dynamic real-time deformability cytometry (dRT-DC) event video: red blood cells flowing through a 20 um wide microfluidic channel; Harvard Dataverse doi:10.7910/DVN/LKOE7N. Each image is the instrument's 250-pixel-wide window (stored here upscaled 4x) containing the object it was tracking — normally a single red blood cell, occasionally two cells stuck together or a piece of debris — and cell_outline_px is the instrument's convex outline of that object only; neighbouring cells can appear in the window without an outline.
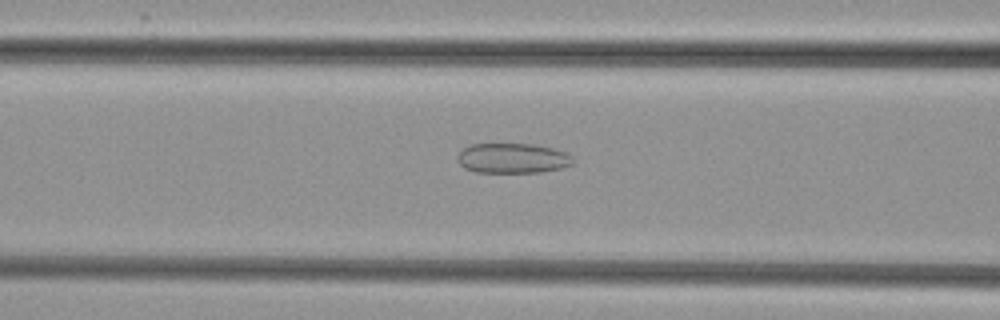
{"species": "common noctule bat (a hibernating species)", "species_latin": "Nyctalus noctula", "temperature_condition": "cold", "stored_images_in_passage": 52, "camera_frame_rate_fps": 3000, "um_per_image_px": 0.085, "animal": {"sex": "female", "body_mass_g": 29.2, "forearm_length_mm": 56.3}, "frame": {"image": 1, "passage_image": 21, "time_ms": 6.667, "image_size_px": [1000, 320], "cell_outline_px": [[572, 164], [560, 168], [540, 172], [476, 172], [464, 168], [456, 160], [456, 156], [464, 148], [472, 144], [536, 144], [552, 148], [564, 152], [572, 156]], "centroid_in_image_um": [43.53, 13.45], "position_along_channel_um": 123.1, "area_um2": 20.11}}
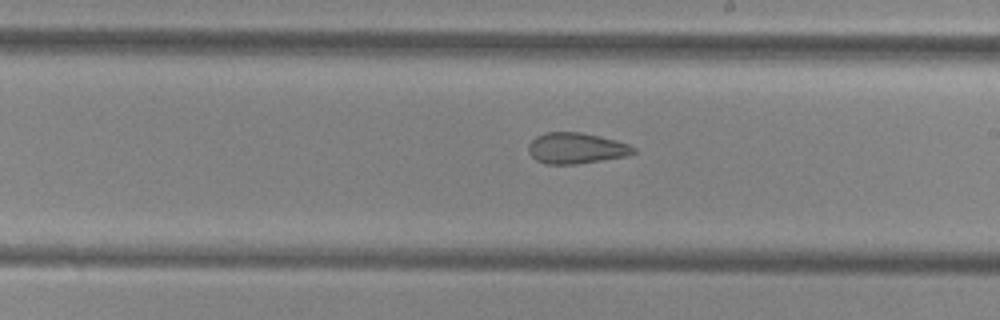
{"frame": {"image": 2, "passage_image": 30, "time_ms": 9.667, "image_size_px": [1000, 320], "cell_outline_px": [[636, 152], [624, 156], [576, 164], [548, 164], [536, 160], [528, 152], [528, 144], [536, 136], [544, 132], [580, 132], [616, 140], [628, 144], [636, 148]], "centroid_in_image_um": [48.94, 12.59], "position_along_channel_um": 240.1, "area_um2": 18.79}}
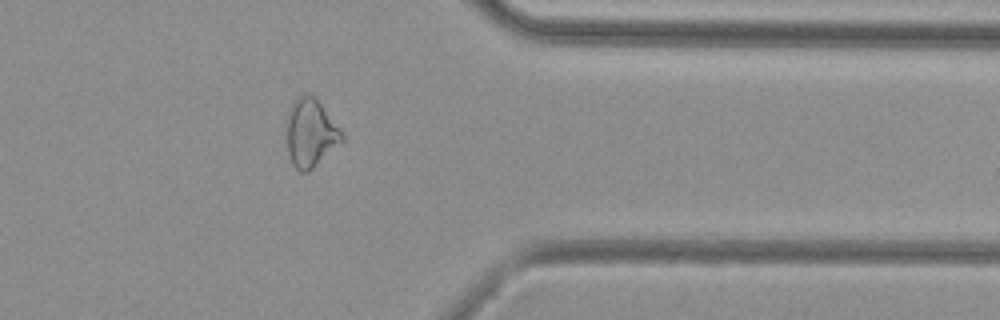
{"frame": {"image": 3, "passage_image": 42, "time_ms": 13.667, "image_size_px": [1000, 320], "cell_outline_px": [[344, 140], [308, 172], [300, 172], [292, 164], [288, 152], [284, 124], [284, 120], [292, 104], [304, 92], [308, 92], [316, 96], [344, 136]], "centroid_in_image_um": [26.35, 11.27], "position_along_channel_um": 385.1, "area_um2": 22.25}}